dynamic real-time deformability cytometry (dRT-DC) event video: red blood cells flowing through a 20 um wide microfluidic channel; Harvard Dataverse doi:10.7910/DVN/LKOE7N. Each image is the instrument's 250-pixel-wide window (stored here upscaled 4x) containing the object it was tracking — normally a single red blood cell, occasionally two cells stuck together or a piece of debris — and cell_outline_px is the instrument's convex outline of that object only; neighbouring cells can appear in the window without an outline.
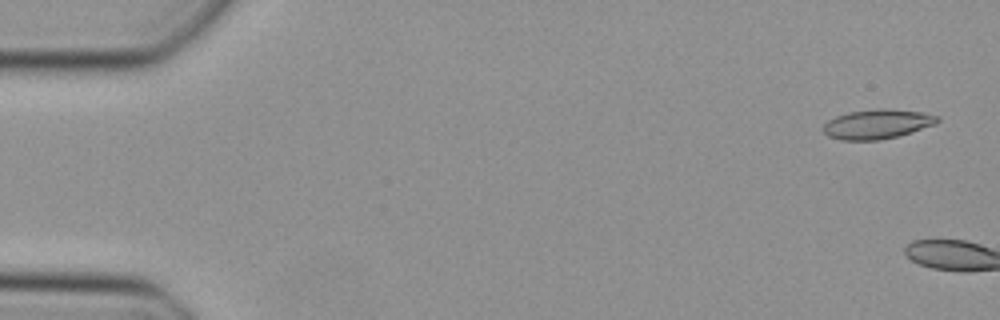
{"species": "Egyptian fruit bat (a non-hibernating species)", "species_latin": "Rousettus aegyptiacus", "temperature_condition": "cold", "stored_images_in_passage": 4, "camera_frame_rate_fps": 3000, "um_per_image_px": 0.085, "animal": {"sex": "female"}, "frame": {"image": 1, "passage_image": 2, "time_ms": 0.333, "image_size_px": [1000, 320], "cell_outline_px": [[940, 120], [936, 124], [900, 136], [880, 140], [840, 140], [828, 136], [820, 128], [828, 120], [836, 116], [848, 112], [876, 108], [884, 108], [920, 112], [940, 116]], "centroid_in_image_um": [74.55, 10.55], "position_along_channel_um": 10.4, "area_um2": 19.88}}